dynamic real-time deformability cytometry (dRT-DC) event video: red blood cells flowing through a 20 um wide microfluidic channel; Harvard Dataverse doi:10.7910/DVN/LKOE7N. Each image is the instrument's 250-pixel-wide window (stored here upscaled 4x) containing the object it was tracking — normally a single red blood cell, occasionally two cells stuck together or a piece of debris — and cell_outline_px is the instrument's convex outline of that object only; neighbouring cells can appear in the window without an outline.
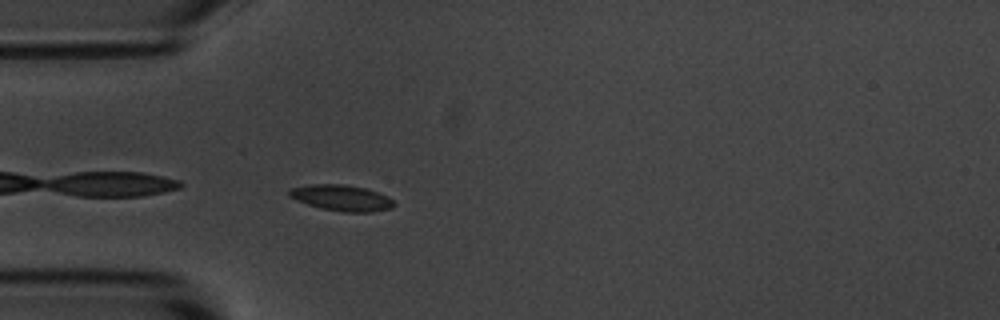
{"species": "common noctule bat (a hibernating species)", "species_latin": "Nyctalus noctula", "temperature_condition": "room temperature", "stored_images_in_passage": 41, "camera_frame_rate_fps": 3000, "um_per_image_px": 0.085, "animal": {"sex": "male", "body_mass_g": 20.1, "forearm_length_mm": 53.5}, "frame": {"image": 1, "passage_image": 1, "time_ms": 0.0, "image_size_px": [1000, 320], "cell_outline_px": [[396, 204], [392, 208], [372, 212], [340, 212], [308, 204], [288, 196], [288, 192], [292, 188], [312, 184], [344, 184], [364, 188], [376, 192], [392, 200]], "centroid_in_image_um": [29.04, 16.82], "position_along_channel_um": 56.0, "area_um2": 15.55}}
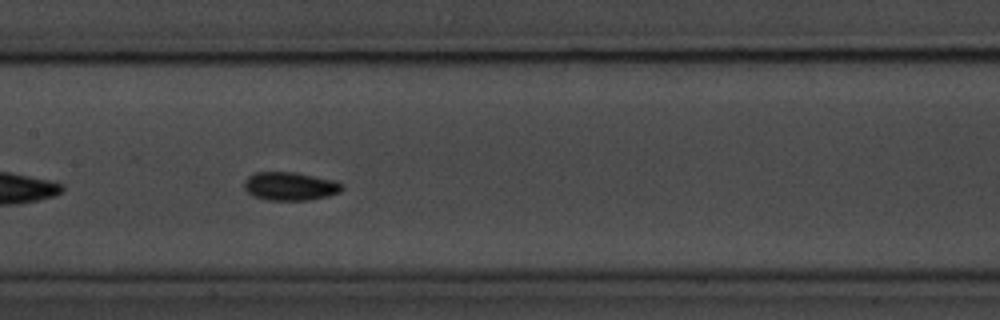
{"frame": {"image": 2, "passage_image": 12, "time_ms": 3.667, "image_size_px": [1000, 320], "cell_outline_px": [[344, 188], [340, 192], [328, 196], [308, 200], [268, 200], [252, 196], [244, 188], [244, 180], [248, 176], [256, 172], [296, 172], [336, 180]], "centroid_in_image_um": [24.65, 15.82], "position_along_channel_um": 182.7, "area_um2": 16.3}}
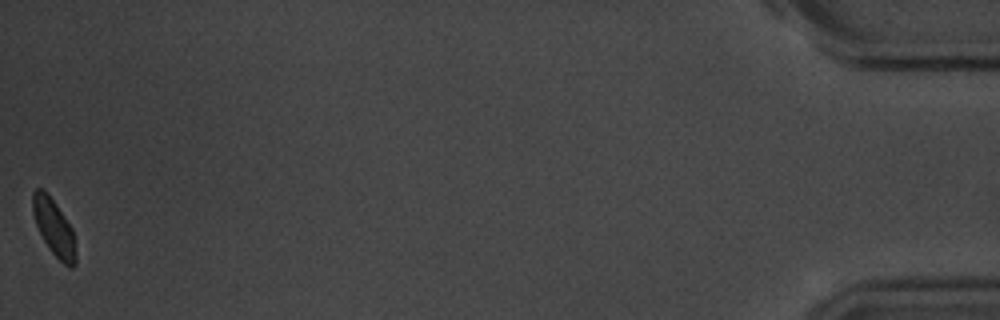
{"frame": {"image": 3, "passage_image": 41, "time_ms": 13.333, "image_size_px": [1000, 320], "cell_outline_px": [[76, 264], [72, 268], [68, 268], [48, 248], [36, 224], [32, 212], [32, 192], [36, 188], [44, 188], [48, 192], [72, 228], [76, 252]], "centroid_in_image_um": [4.58, 19.32], "position_along_channel_um": 430.6, "area_um2": 14.28}, "authors_computed_cell_mechanics": {"area_um2": 14.9702, "velocity_mm_per_s": 3.5765, "shape_relaxation_time_tau1_ms": 10.4509, "shape_relaxation_time_tau2_ms": 3.8708, "deformation_change_tau1": 0.2212, "deformation_change_tau2": 0.0745}}